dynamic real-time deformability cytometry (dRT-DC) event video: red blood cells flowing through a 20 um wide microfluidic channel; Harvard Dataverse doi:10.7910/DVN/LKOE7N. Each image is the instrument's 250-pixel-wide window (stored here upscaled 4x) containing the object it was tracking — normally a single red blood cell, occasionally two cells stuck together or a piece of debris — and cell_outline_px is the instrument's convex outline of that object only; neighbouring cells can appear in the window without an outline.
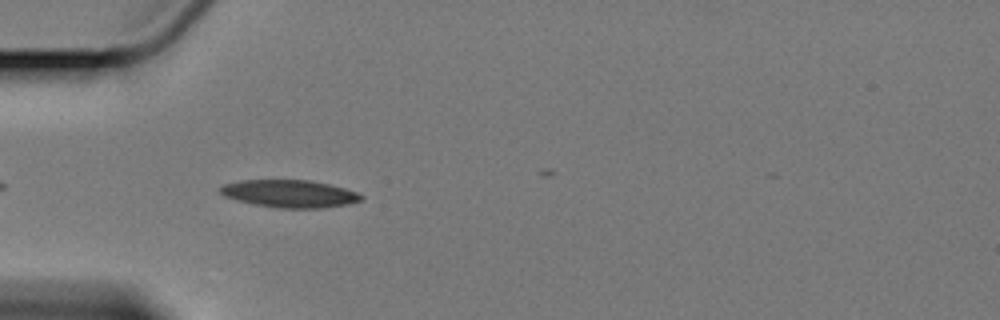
{"species": "Egyptian fruit bat (a non-hibernating species)", "species_latin": "Rousettus aegyptiacus", "temperature_condition": "cold", "stored_images_in_passage": 11, "camera_frame_rate_fps": 3000, "um_per_image_px": 0.085, "animal": {"sex": "female"}, "frame": {"image": 1, "passage_image": 4, "time_ms": 1.0, "image_size_px": [1000, 320], "cell_outline_px": [[364, 196], [360, 200], [348, 204], [324, 208], [276, 208], [236, 200], [224, 196], [216, 188], [224, 184], [240, 180], [312, 180], [344, 188], [356, 192]], "centroid_in_image_um": [24.58, 16.46], "position_along_channel_um": 60.4, "area_um2": 22.66}}
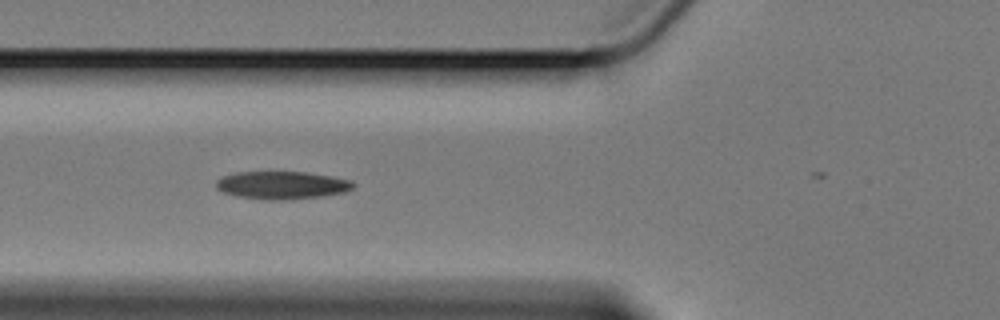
{"frame": {"image": 2, "passage_image": 8, "time_ms": 2.333, "image_size_px": [1000, 320], "cell_outline_px": [[356, 184], [352, 188], [344, 192], [324, 196], [284, 200], [268, 200], [236, 196], [224, 192], [216, 188], [216, 180], [220, 176], [236, 172], [308, 172], [332, 176], [352, 180]], "centroid_in_image_um": [23.97, 15.73], "position_along_channel_um": 101.8, "area_um2": 22.43}}